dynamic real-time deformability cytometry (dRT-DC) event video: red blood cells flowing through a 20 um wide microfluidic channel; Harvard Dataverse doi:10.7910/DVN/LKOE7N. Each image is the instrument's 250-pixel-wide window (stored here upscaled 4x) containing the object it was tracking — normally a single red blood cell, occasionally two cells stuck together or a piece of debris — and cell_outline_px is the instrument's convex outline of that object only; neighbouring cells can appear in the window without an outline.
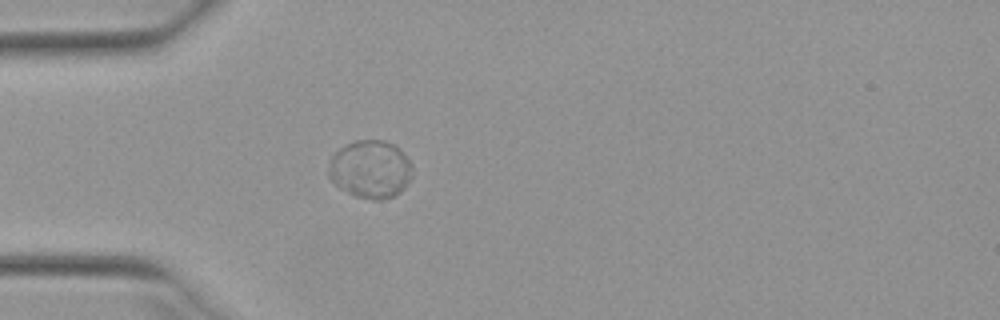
{"species": "Egyptian fruit bat (a non-hibernating species)", "species_latin": "Rousettus aegyptiacus", "temperature_condition": "warm", "stored_images_in_passage": 38, "camera_frame_rate_fps": 3000, "um_per_image_px": 0.085, "animal": {"sex": "female"}, "frame": {"image": 1, "passage_image": 1, "time_ms": 0.0, "image_size_px": [1000, 320], "cell_outline_px": [[412, 176], [408, 184], [400, 192], [384, 200], [372, 200], [356, 196], [340, 188], [328, 176], [328, 172], [332, 156], [340, 148], [356, 140], [384, 140], [400, 148], [412, 164]], "centroid_in_image_um": [31.52, 14.39], "position_along_channel_um": 53.5, "area_um2": 28.26}}
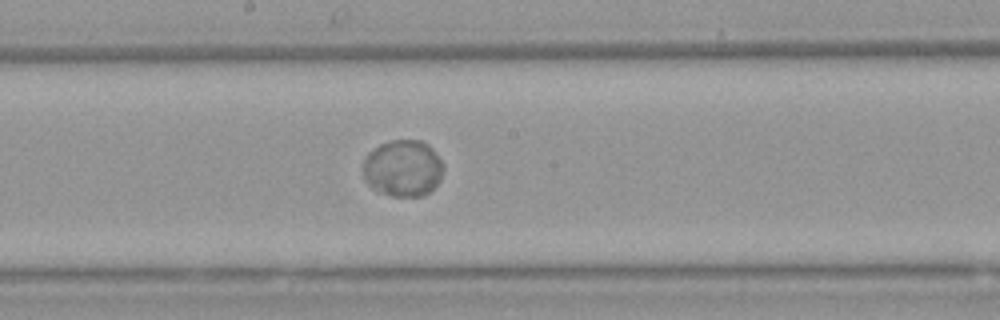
{"frame": {"image": 2, "passage_image": 14, "time_ms": 4.333, "image_size_px": [1000, 320], "cell_outline_px": [[444, 168], [440, 180], [424, 196], [392, 196], [376, 192], [364, 180], [364, 156], [368, 152], [380, 144], [392, 140], [420, 140], [428, 144], [432, 148], [440, 160]], "centroid_in_image_um": [34.22, 14.3], "position_along_channel_um": 214.0, "area_um2": 26.65}}
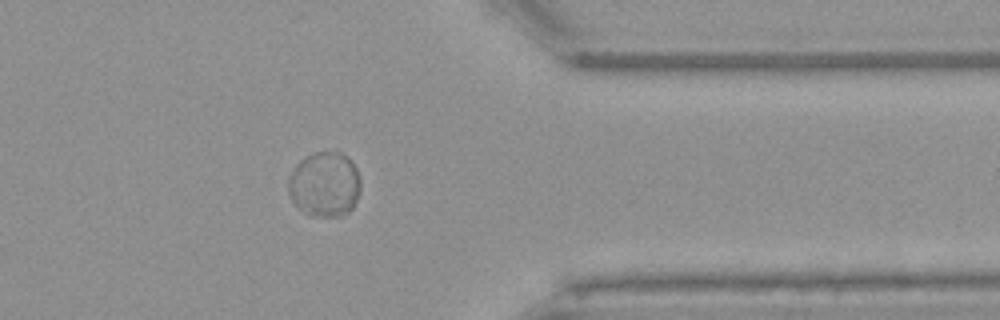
{"frame": {"image": 3, "passage_image": 28, "time_ms": 9.0, "image_size_px": [1000, 320], "cell_outline_px": [[360, 188], [356, 200], [352, 208], [348, 212], [340, 216], [308, 216], [296, 208], [288, 192], [288, 176], [296, 164], [300, 160], [312, 152], [340, 152], [356, 168], [360, 180]], "centroid_in_image_um": [27.54, 15.69], "position_along_channel_um": 383.9, "area_um2": 27.51}, "authors_computed_cell_mechanics": {"area_um2": 27.4261, "velocity_mm_per_s": 3.8975, "shape_relaxation_time_tau1_ms": 2.3998, "shape_relaxation_time_tau2_ms": null, "deformation_change_tau1": 0.0228, "deformation_change_tau2": null}}